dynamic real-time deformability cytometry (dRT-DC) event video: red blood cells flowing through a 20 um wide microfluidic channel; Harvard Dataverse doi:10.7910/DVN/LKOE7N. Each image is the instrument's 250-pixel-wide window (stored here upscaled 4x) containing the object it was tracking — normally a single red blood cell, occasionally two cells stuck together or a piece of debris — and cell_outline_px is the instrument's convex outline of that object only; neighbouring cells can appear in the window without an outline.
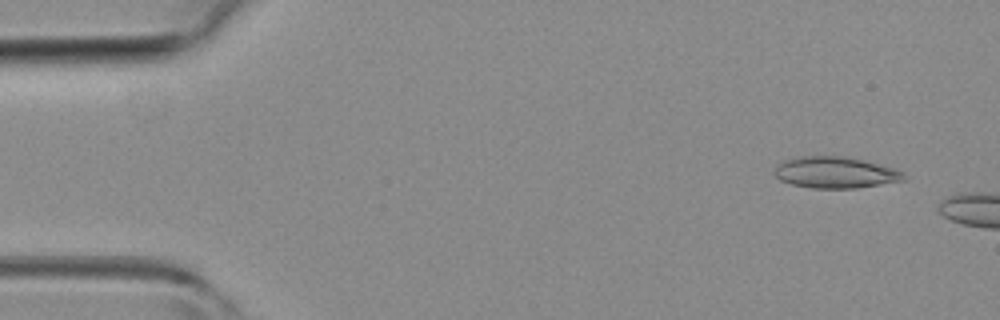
{"species": "common noctule bat (a hibernating species)", "species_latin": "Nyctalus noctula", "temperature_condition": "room temperature", "stored_images_in_passage": 5, "camera_frame_rate_fps": 3000, "um_per_image_px": 0.085, "animal": {"sex": "female", "body_mass_g": 19.3, "forearm_length_mm": 54.1}, "frame": {"image": 1, "passage_image": 3, "time_ms": 0.667, "image_size_px": [1000, 320], "cell_outline_px": [[908, 180], [856, 188], [812, 188], [792, 184], [780, 180], [772, 172], [776, 164], [784, 160], [804, 156], [840, 156], [864, 160], [892, 168], [904, 172]], "centroid_in_image_um": [71.0, 14.67], "position_along_channel_um": 14.0, "area_um2": 23.7}}